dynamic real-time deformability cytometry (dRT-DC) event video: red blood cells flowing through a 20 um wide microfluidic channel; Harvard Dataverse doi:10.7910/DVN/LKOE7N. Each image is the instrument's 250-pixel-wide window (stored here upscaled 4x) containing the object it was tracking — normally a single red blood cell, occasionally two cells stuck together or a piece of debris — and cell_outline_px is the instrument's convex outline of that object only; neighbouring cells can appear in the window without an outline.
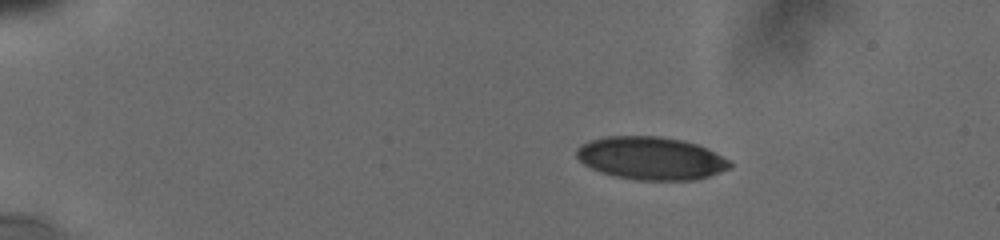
{"species": "human", "species_latin": "Homo sapiens", "temperature_condition": "cold", "stored_images_in_passage": 68, "camera_frame_rate_fps": 3000, "um_per_image_px": 0.085, "donor": {"sex": "male"}, "frame": {"image": 1, "passage_image": 1, "time_ms": 0.0, "image_size_px": [1000, 240], "cell_outline_px": [[732, 164], [728, 168], [708, 176], [696, 180], [636, 180], [616, 176], [600, 172], [584, 164], [576, 156], [576, 148], [580, 144], [592, 140], [608, 136], [660, 136], [684, 140], [696, 144], [728, 160]], "centroid_in_image_um": [55.28, 13.45], "position_along_channel_um": 29.7, "area_um2": 37.97}}
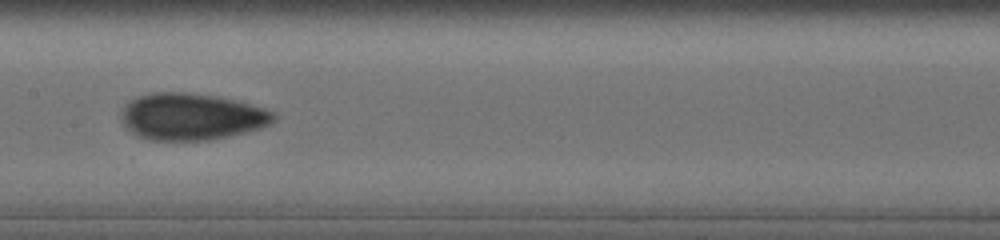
{"frame": {"image": 2, "passage_image": 21, "time_ms": 6.667, "image_size_px": [1000, 240], "cell_outline_px": [[276, 120], [260, 128], [248, 132], [208, 140], [148, 140], [136, 136], [124, 124], [120, 116], [120, 112], [124, 104], [128, 100], [136, 96], [152, 92], [188, 92], [220, 96], [236, 100], [264, 108], [272, 112], [276, 116]], "centroid_in_image_um": [16.24, 9.9], "position_along_channel_um": 191.2, "area_um2": 42.02}}
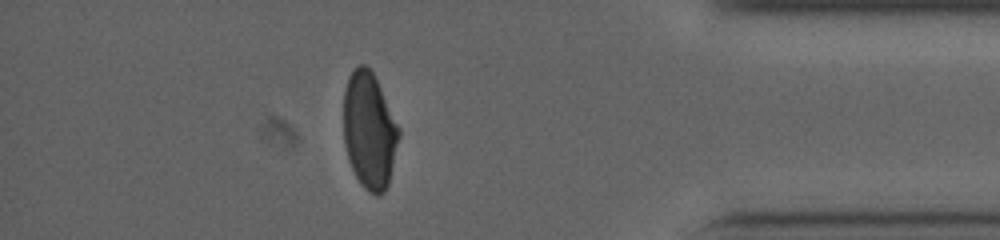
{"frame": {"image": 3, "passage_image": 57, "time_ms": 13.0, "image_size_px": [1000, 240], "cell_outline_px": [[400, 136], [388, 184], [384, 192], [376, 196], [368, 192], [364, 188], [356, 176], [348, 160], [344, 144], [344, 88], [348, 76], [360, 64], [364, 64], [372, 72], [400, 128]], "centroid_in_image_um": [31.39, 11.12], "position_along_channel_um": 403.8, "area_um2": 37.4}, "authors_computed_cell_mechanics": {"area_um2": 38.7838, "velocity_mm_per_s": 3.8115, "shape_relaxation_time_tau1_ms": 8.9068, "shape_relaxation_time_tau2_ms": 1.4377, "deformation_change_tau1": 0.1642, "deformation_change_tau2": 0.0629}}